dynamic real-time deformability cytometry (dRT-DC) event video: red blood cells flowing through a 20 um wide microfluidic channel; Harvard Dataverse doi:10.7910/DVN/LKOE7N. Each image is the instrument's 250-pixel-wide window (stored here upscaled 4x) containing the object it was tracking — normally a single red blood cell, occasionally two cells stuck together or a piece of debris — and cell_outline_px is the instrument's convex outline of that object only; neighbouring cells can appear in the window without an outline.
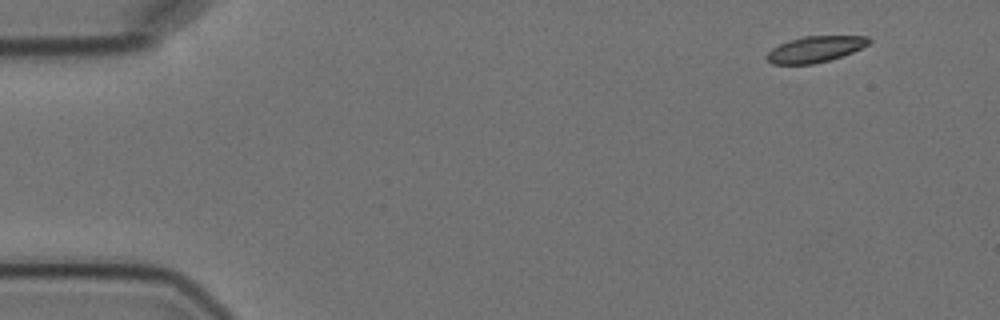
{"species": "Egyptian fruit bat (a non-hibernating species)", "species_latin": "Rousettus aegyptiacus", "temperature_condition": "cold", "stored_images_in_passage": 14, "camera_frame_rate_fps": 3000, "um_per_image_px": 0.085, "animal": {"sex": "female"}, "frame": {"image": 1, "passage_image": 1, "time_ms": 0.0, "image_size_px": [1000, 320], "cell_outline_px": [[872, 40], [868, 44], [852, 52], [828, 60], [812, 64], [772, 64], [764, 56], [772, 48], [780, 44], [804, 36], [868, 36]], "centroid_in_image_um": [69.28, 4.18], "position_along_channel_um": 15.7, "area_um2": 15.26}}
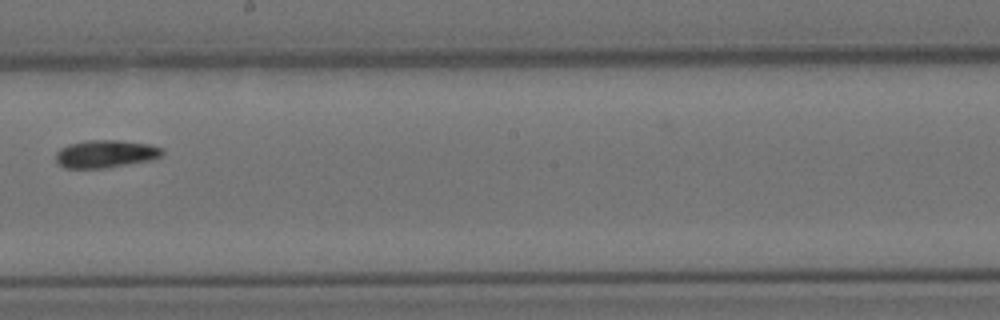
{"frame": {"image": 2, "passage_image": 8, "time_ms": 9.333, "image_size_px": [1000, 320], "cell_outline_px": [[164, 152], [160, 156], [152, 160], [104, 168], [64, 168], [56, 160], [56, 152], [60, 148], [68, 144], [88, 140], [116, 140], [148, 144], [164, 148]], "centroid_in_image_um": [8.97, 13.08], "position_along_channel_um": 239.2, "area_um2": 17.17}}
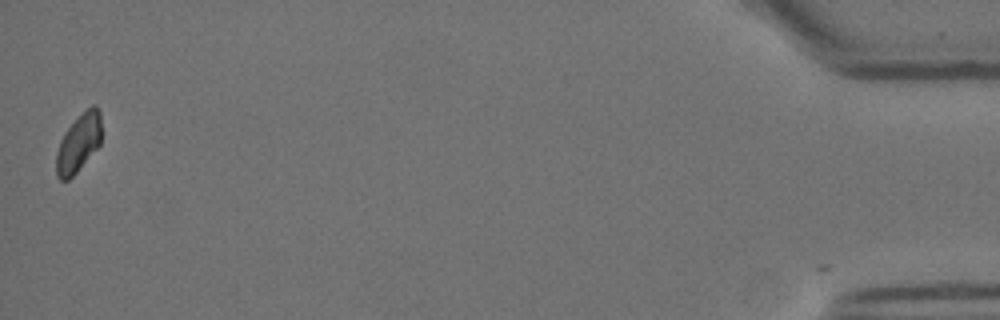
{"frame": {"image": 3, "passage_image": 14, "time_ms": 17.333, "image_size_px": [1000, 320], "cell_outline_px": [[100, 144], [76, 172], [68, 180], [60, 180], [56, 176], [56, 152], [60, 140], [64, 132], [92, 104], [96, 104], [100, 112]], "centroid_in_image_um": [6.66, 12.17], "position_along_channel_um": 428.5, "area_um2": 14.97}, "authors_computed_cell_mechanics": {"area_um2": 16.3285, "velocity_mm_per_s": 3.5373, "shape_relaxation_time_tau1_ms": 4.574, "shape_relaxation_time_tau2_ms": null, "deformation_change_tau1": 0.0949, "deformation_change_tau2": null}}